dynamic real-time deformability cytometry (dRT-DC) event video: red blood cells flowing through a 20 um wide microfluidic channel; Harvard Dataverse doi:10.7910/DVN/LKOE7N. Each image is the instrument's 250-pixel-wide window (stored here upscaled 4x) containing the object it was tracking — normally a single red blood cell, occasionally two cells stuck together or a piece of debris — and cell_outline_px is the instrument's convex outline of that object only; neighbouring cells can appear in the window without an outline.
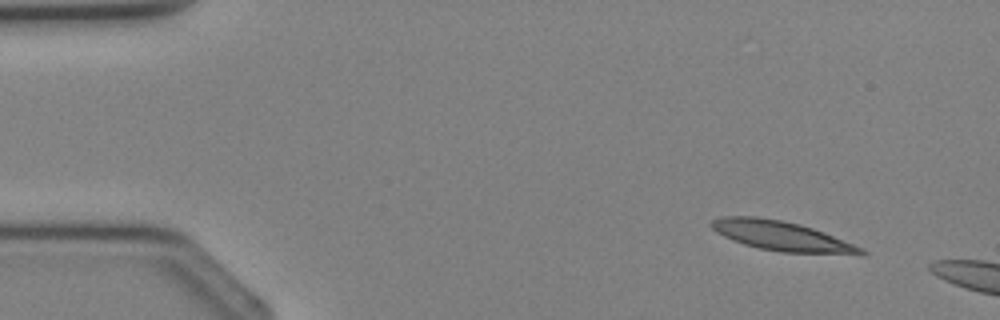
{"species": "Egyptian fruit bat (a non-hibernating species)", "species_latin": "Rousettus aegyptiacus", "temperature_condition": "cold", "stored_images_in_passage": 2, "camera_frame_rate_fps": 3000, "um_per_image_px": 0.085, "animal": {"sex": "female"}, "frame": {"image": 1, "passage_image": 1, "time_ms": 0.0, "image_size_px": [1000, 320], "cell_outline_px": [[868, 252], [864, 256], [780, 252], [760, 248], [744, 244], [732, 240], [716, 232], [708, 224], [712, 220], [720, 216], [756, 216], [780, 220], [800, 224], [812, 228], [864, 248]], "centroid_in_image_um": [66.49, 20.08], "position_along_channel_um": 18.5, "area_um2": 26.18}}